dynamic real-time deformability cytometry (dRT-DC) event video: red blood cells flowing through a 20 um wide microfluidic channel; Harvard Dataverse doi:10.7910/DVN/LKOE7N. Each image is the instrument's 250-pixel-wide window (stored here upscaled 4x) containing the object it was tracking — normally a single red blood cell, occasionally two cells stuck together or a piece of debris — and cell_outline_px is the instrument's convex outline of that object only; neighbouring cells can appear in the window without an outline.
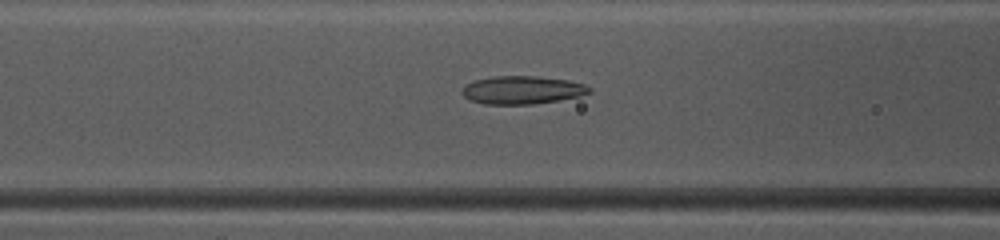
{"species": "common noctule bat (a hibernating species)", "species_latin": "Nyctalus noctula", "temperature_condition": "warm", "stored_images_in_passage": 48, "camera_frame_rate_fps": 3000, "um_per_image_px": 0.085, "animal": {"sex": "female", "body_mass_g": 10.0, "forearm_length_mm": 53.1}, "frame": {"image": 1, "passage_image": 20, "time_ms": 6.333, "image_size_px": [1000, 240], "cell_outline_px": [[592, 92], [580, 96], [560, 100], [532, 104], [484, 104], [472, 100], [464, 96], [460, 92], [464, 84], [472, 80], [492, 76], [536, 76], [568, 80], [584, 84], [592, 88]], "centroid_in_image_um": [44.37, 7.64], "position_along_channel_um": 122.2, "area_um2": 21.04}}
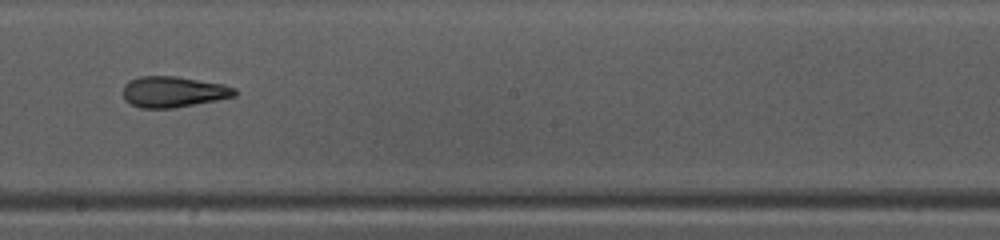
{"frame": {"image": 2, "passage_image": 28, "time_ms": 9.0, "image_size_px": [1000, 240], "cell_outline_px": [[236, 96], [216, 100], [172, 108], [140, 108], [124, 100], [124, 84], [128, 80], [140, 76], [176, 76], [224, 84], [236, 88]], "centroid_in_image_um": [14.73, 7.79], "position_along_channel_um": 233.5, "area_um2": 20.11}}
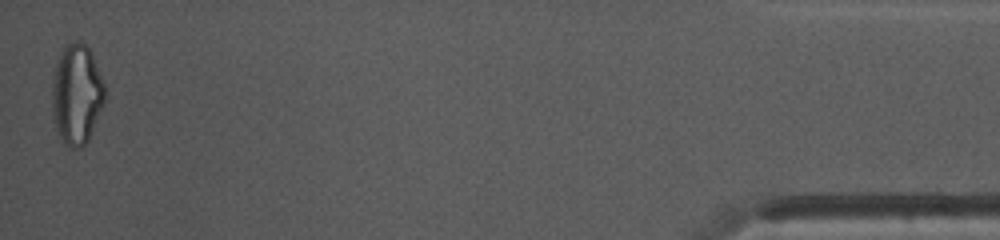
{"frame": {"image": 3, "passage_image": 48, "time_ms": 15.667, "image_size_px": [1000, 240], "cell_outline_px": [[104, 104], [88, 140], [80, 148], [68, 148], [64, 144], [56, 128], [52, 112], [52, 84], [56, 64], [64, 48], [68, 44], [76, 40], [80, 40], [92, 52], [104, 84]], "centroid_in_image_um": [6.52, 8.03], "position_along_channel_um": 428.7, "area_um2": 30.63}, "authors_computed_cell_mechanics": {"area_um2": 22.2819, "velocity_mm_per_s": 4.1646, "shape_relaxation_time_tau1_ms": 10.0198, "shape_relaxation_time_tau2_ms": 3.0817, "deformation_change_tau1": 0.2521, "deformation_change_tau2": 0.1063}}